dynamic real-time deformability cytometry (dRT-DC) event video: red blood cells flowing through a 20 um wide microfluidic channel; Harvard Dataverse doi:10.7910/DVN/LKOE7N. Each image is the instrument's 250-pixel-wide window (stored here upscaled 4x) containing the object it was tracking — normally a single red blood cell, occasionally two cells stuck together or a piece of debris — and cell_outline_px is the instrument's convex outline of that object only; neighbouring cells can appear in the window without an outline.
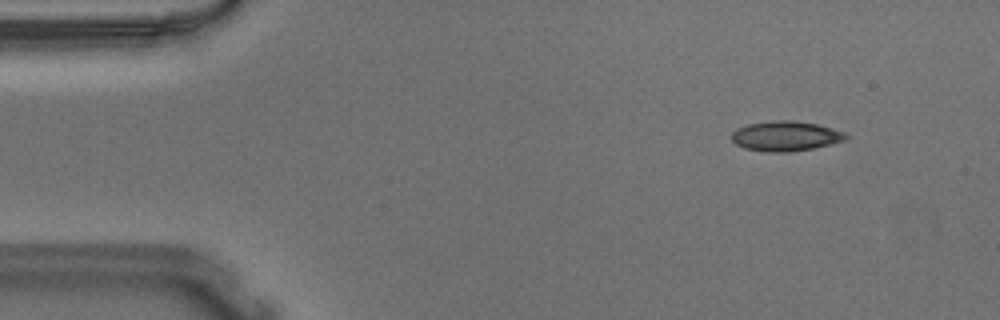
{"species": "Egyptian fruit bat (a non-hibernating species)", "species_latin": "Rousettus aegyptiacus", "temperature_condition": "warm", "stored_images_in_passage": 50, "camera_frame_rate_fps": 3000, "um_per_image_px": 0.085, "animal": {"sex": "male"}, "frame": {"image": 1, "passage_image": 1, "time_ms": 0.0, "image_size_px": [1000, 320], "cell_outline_px": [[848, 136], [844, 140], [812, 148], [788, 152], [764, 152], [744, 148], [736, 144], [732, 140], [732, 132], [736, 128], [748, 124], [776, 120], [792, 120], [816, 124], [832, 128], [844, 132]], "centroid_in_image_um": [66.73, 11.56], "position_along_channel_um": 18.3, "area_um2": 19.77}}
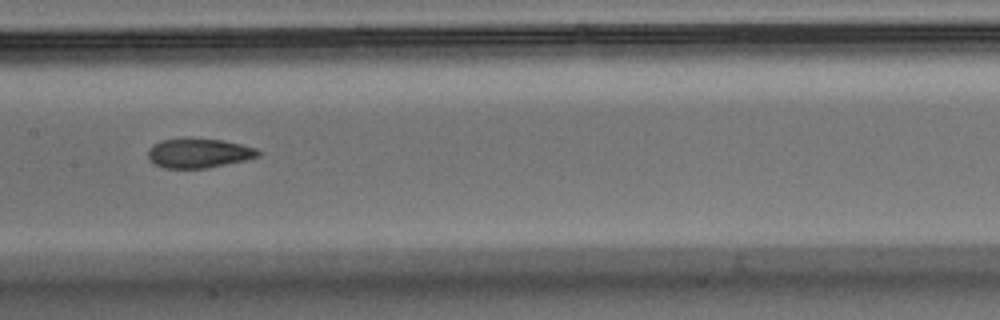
{"frame": {"image": 2, "passage_image": 22, "time_ms": 7.0, "image_size_px": [1000, 320], "cell_outline_px": [[260, 156], [244, 160], [204, 168], [164, 168], [148, 160], [148, 148], [152, 144], [160, 140], [188, 136], [224, 140], [256, 148], [260, 152]], "centroid_in_image_um": [16.84, 12.97], "position_along_channel_um": 190.6, "area_um2": 19.31}}
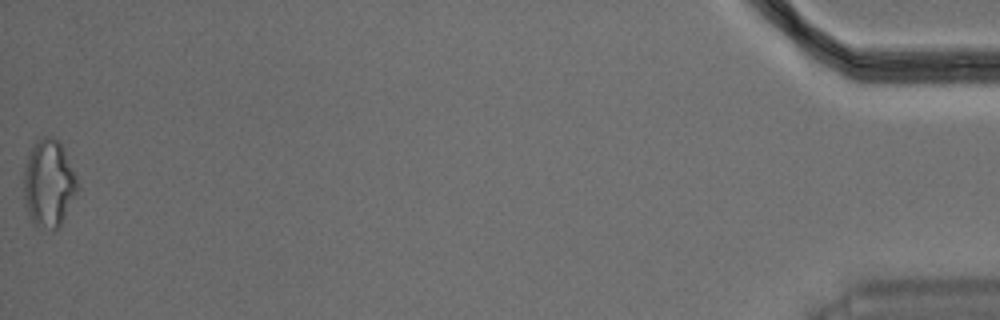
{"frame": {"image": 3, "passage_image": 50, "time_ms": 16.333, "image_size_px": [1000, 320], "cell_outline_px": [[80, 188], [60, 228], [52, 232], [36, 228], [32, 224], [24, 200], [24, 168], [28, 156], [36, 136], [52, 136], [60, 140], [64, 148], [80, 184]], "centroid_in_image_um": [4.17, 15.62], "position_along_channel_um": 431.0, "area_um2": 28.55}, "authors_computed_cell_mechanics": {"area_um2": 19.5364, "velocity_mm_per_s": 3.6611, "shape_relaxation_time_tau1_ms": null, "shape_relaxation_time_tau2_ms": 4.0717, "deformation_change_tau1": null, "deformation_change_tau2": 0.0933}}